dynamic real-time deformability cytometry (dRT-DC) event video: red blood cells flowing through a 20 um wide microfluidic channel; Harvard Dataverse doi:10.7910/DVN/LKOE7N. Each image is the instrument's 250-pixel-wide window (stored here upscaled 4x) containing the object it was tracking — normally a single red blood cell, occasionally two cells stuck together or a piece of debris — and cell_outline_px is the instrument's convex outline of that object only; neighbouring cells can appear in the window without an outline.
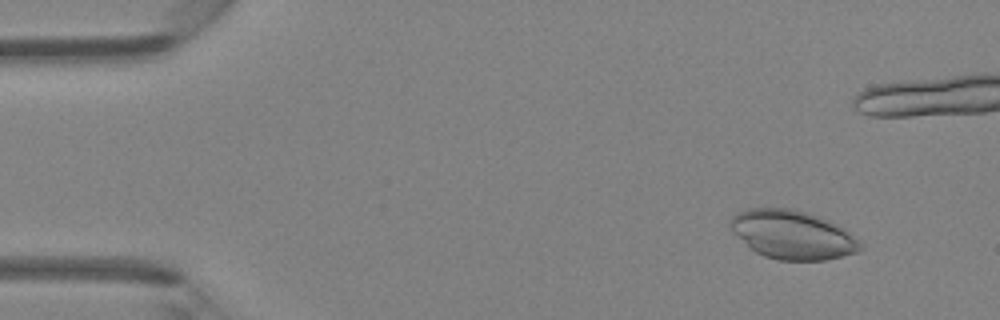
{"species": "Egyptian fruit bat (a non-hibernating species)", "species_latin": "Rousettus aegyptiacus", "temperature_condition": "room temperature", "stored_images_in_passage": 46, "camera_frame_rate_fps": 3000, "um_per_image_px": 0.085, "animal": {"sex": "female"}, "frame": {"image": 1, "passage_image": 4, "time_ms": 1.0, "image_size_px": [1000, 320], "cell_outline_px": [[864, 248], [856, 252], [824, 260], [776, 260], [764, 256], [756, 252], [732, 232], [728, 224], [728, 220], [732, 216], [748, 208], [792, 208], [808, 212], [828, 220], [844, 228]], "centroid_in_image_um": [67.31, 19.94], "position_along_channel_um": 17.7, "area_um2": 36.7}}
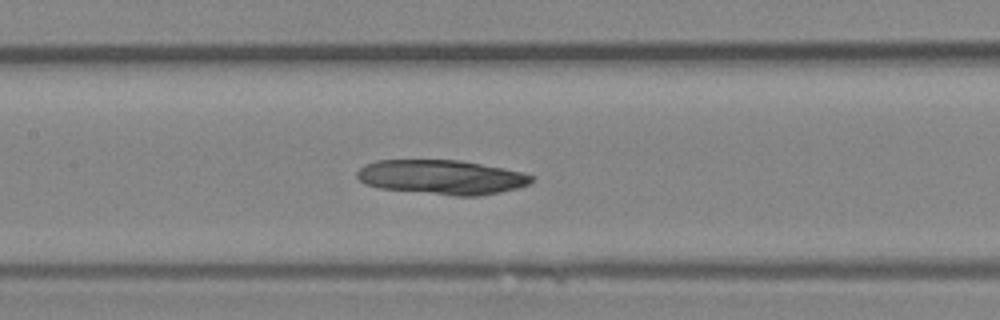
{"frame": {"image": 2, "passage_image": 21, "time_ms": 6.667, "image_size_px": [1000, 320], "cell_outline_px": [[536, 180], [528, 184], [516, 188], [500, 192], [480, 196], [452, 196], [380, 188], [364, 184], [356, 176], [356, 172], [364, 164], [376, 160], [460, 160], [504, 168], [524, 172], [536, 176]], "centroid_in_image_um": [37.57, 15.06], "position_along_channel_um": 169.8, "area_um2": 35.43}}
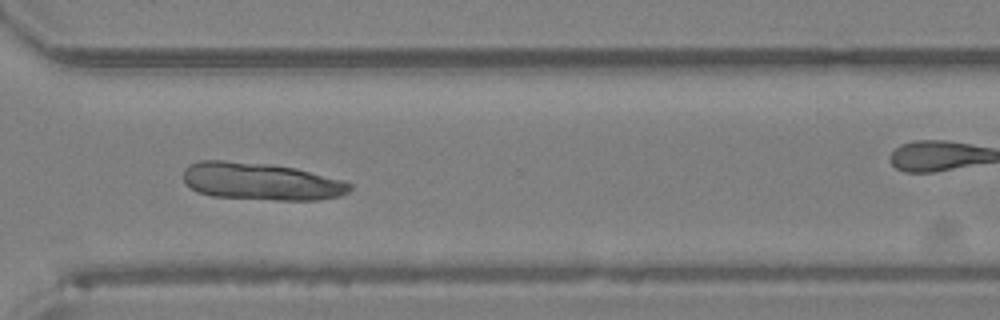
{"frame": {"image": 3, "passage_image": 33, "time_ms": 10.667, "image_size_px": [1000, 320], "cell_outline_px": [[352, 188], [344, 196], [316, 200], [276, 200], [212, 196], [196, 192], [184, 184], [184, 168], [188, 164], [200, 160], [224, 160], [272, 164], [296, 168], [344, 180], [352, 184]], "centroid_in_image_um": [22.18, 15.42], "position_along_channel_um": 348.4, "area_um2": 36.82}}